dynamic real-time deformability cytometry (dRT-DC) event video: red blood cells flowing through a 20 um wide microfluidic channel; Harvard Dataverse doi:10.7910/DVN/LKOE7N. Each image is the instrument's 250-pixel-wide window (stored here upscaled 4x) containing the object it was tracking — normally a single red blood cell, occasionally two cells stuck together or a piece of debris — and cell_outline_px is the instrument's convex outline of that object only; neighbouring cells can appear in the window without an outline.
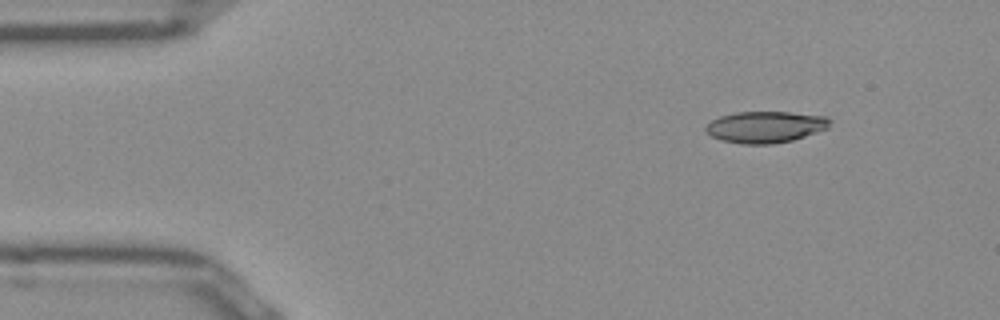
{"species": "Egyptian fruit bat (a non-hibernating species)", "species_latin": "Rousettus aegyptiacus", "temperature_condition": "room temperature", "stored_images_in_passage": 46, "camera_frame_rate_fps": 3000, "um_per_image_px": 0.085, "frame": {"image": 1, "passage_image": 1, "time_ms": 0.0, "image_size_px": [1000, 320], "cell_outline_px": [[832, 120], [828, 128], [792, 140], [772, 144], [744, 144], [720, 140], [712, 136], [704, 128], [712, 120], [720, 116], [736, 112], [788, 112], [828, 116]], "centroid_in_image_um": [65.08, 10.78], "position_along_channel_um": 19.9, "area_um2": 22.72}}
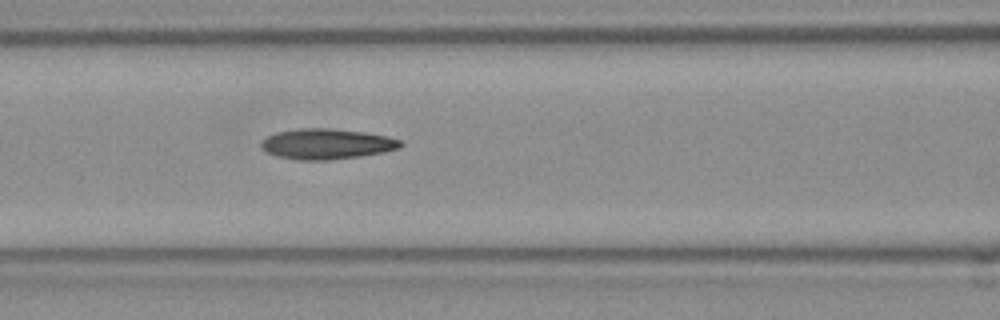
{"frame": {"image": 2, "passage_image": 16, "time_ms": 5.0, "image_size_px": [1000, 320], "cell_outline_px": [[404, 144], [396, 148], [384, 152], [360, 156], [328, 160], [300, 160], [276, 156], [260, 148], [260, 140], [276, 132], [300, 128], [332, 128], [364, 132], [388, 136], [400, 140]], "centroid_in_image_um": [27.73, 12.23], "position_along_channel_um": 138.9, "area_um2": 24.8}}
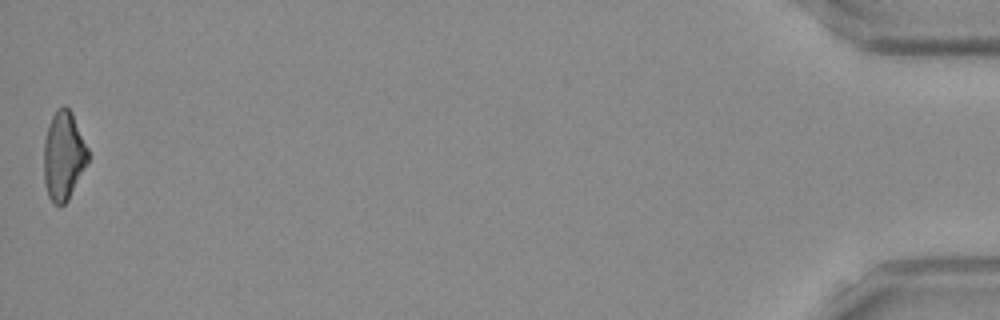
{"frame": {"image": 3, "passage_image": 46, "time_ms": 15.0, "image_size_px": [1000, 320], "cell_outline_px": [[88, 164], [68, 200], [64, 204], [56, 204], [48, 196], [44, 180], [44, 140], [48, 124], [56, 108], [64, 104], [72, 112], [88, 148]], "centroid_in_image_um": [5.41, 13.21], "position_along_channel_um": 429.8, "area_um2": 23.0}}